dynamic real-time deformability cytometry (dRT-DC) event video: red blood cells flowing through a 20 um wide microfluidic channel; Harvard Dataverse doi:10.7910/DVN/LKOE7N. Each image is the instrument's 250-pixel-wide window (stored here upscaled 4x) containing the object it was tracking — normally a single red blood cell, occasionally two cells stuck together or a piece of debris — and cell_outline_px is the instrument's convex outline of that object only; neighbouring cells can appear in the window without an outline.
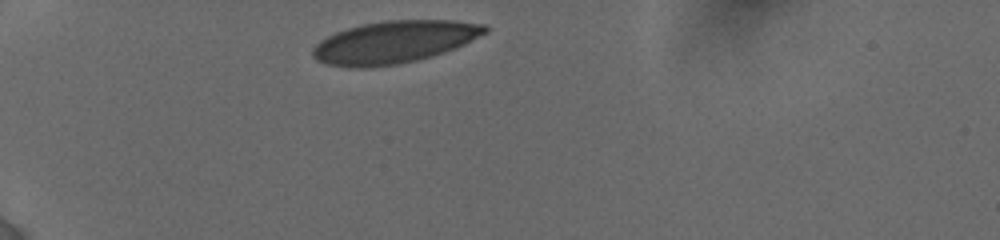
{"species": "human", "species_latin": "Homo sapiens", "temperature_condition": "cold", "stored_images_in_passage": 18, "camera_frame_rate_fps": 3000, "um_per_image_px": 0.085, "donor": {"sex": "female"}, "frame": {"image": 1, "passage_image": 1, "time_ms": 0.0, "image_size_px": [1000, 240], "cell_outline_px": [[488, 32], [456, 48], [432, 56], [400, 64], [372, 68], [356, 68], [328, 64], [316, 60], [312, 56], [312, 48], [320, 40], [336, 32], [360, 24], [384, 20], [456, 20], [484, 24], [488, 28]], "centroid_in_image_um": [33.51, 3.57], "position_along_channel_um": 51.5, "area_um2": 42.77}}
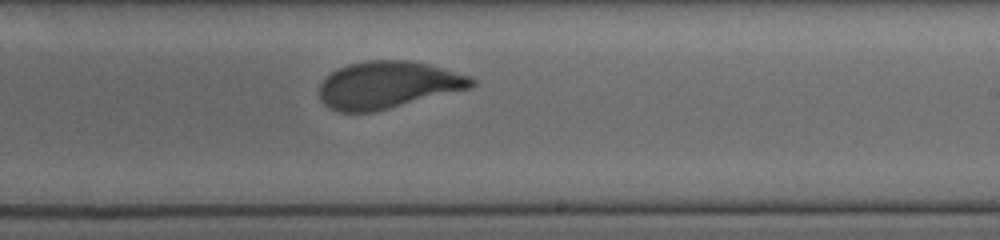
{"frame": {"image": 2, "passage_image": 11, "time_ms": 6.333, "image_size_px": [1000, 240], "cell_outline_px": [[476, 84], [472, 88], [376, 112], [340, 112], [328, 108], [320, 100], [320, 84], [324, 76], [348, 64], [368, 60], [408, 60], [428, 64], [444, 68], [472, 76], [476, 80]], "centroid_in_image_um": [33.0, 7.23], "position_along_channel_um": 256.0, "area_um2": 42.37}}
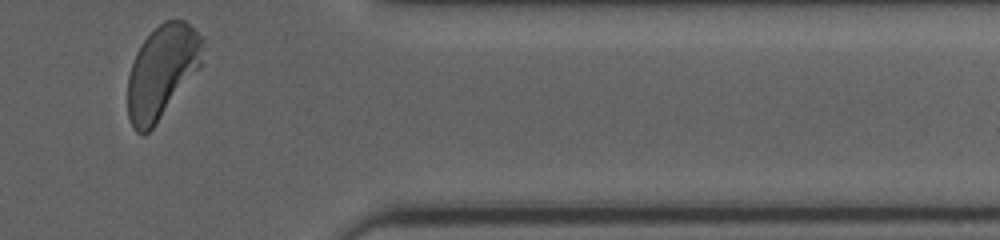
{"frame": {"image": 3, "passage_image": 18, "time_ms": 10.333, "image_size_px": [1000, 240], "cell_outline_px": [[204, 48], [200, 68], [156, 124], [144, 136], [136, 132], [132, 128], [128, 116], [128, 76], [132, 60], [136, 52], [144, 40], [164, 20], [184, 20], [204, 36]], "centroid_in_image_um": [13.78, 6.1], "position_along_channel_um": 397.6, "area_um2": 40.98}, "authors_computed_cell_mechanics": {"area_um2": 43.1766, "velocity_mm_per_s": 3.8066, "shape_relaxation_time_tau1_ms": 3.932, "shape_relaxation_time_tau2_ms": null, "deformation_change_tau1": 0.1328, "deformation_change_tau2": null}}